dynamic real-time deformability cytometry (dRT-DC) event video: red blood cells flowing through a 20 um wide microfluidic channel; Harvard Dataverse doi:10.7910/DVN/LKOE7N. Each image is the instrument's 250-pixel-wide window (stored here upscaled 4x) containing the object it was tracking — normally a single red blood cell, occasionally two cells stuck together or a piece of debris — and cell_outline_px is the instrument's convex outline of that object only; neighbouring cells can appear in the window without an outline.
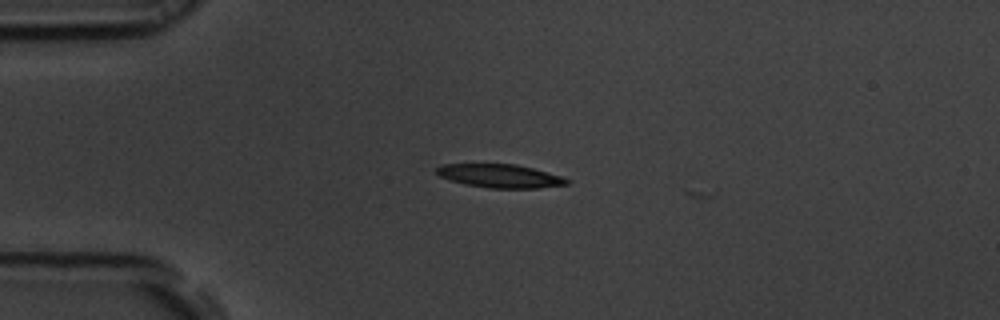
{"species": "common noctule bat (a hibernating species)", "species_latin": "Nyctalus noctula", "temperature_condition": "room temperature", "stored_images_in_passage": 4, "camera_frame_rate_fps": 3000, "um_per_image_px": 0.085, "animal": {"sex": "male", "body_mass_g": 19.5, "forearm_length_mm": 54.6}, "frame": {"image": 1, "passage_image": 1, "time_ms": 0.0, "image_size_px": [1000, 320], "cell_outline_px": [[572, 180], [568, 184], [536, 188], [488, 188], [464, 184], [440, 176], [436, 172], [436, 168], [440, 164], [516, 164], [532, 168], [560, 176]], "centroid_in_image_um": [42.49, 14.95], "position_along_channel_um": 42.5, "area_um2": 17.69}}